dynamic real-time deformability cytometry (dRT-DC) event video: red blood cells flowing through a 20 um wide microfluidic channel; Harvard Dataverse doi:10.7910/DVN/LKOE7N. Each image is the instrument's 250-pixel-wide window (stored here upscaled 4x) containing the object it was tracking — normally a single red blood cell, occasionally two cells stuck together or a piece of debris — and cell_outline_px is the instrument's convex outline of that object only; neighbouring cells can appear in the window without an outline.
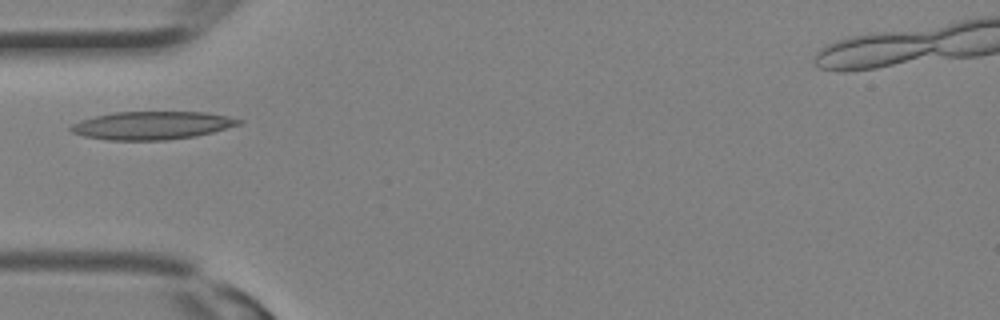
{"species": "Egyptian fruit bat (a non-hibernating species)", "species_latin": "Rousettus aegyptiacus", "temperature_condition": "room temperature", "stored_images_in_passage": 12, "camera_frame_rate_fps": 3000, "um_per_image_px": 0.085, "animal": {"sex": "female"}, "frame": {"image": 1, "passage_image": 7, "time_ms": 2.0, "image_size_px": [1000, 320], "cell_outline_px": [[244, 120], [240, 124], [212, 132], [196, 136], [168, 140], [108, 140], [84, 136], [72, 132], [68, 128], [72, 124], [80, 120], [112, 112], [208, 112], [228, 116]], "centroid_in_image_um": [12.92, 10.66], "position_along_channel_um": 72.1, "area_um2": 27.51}}
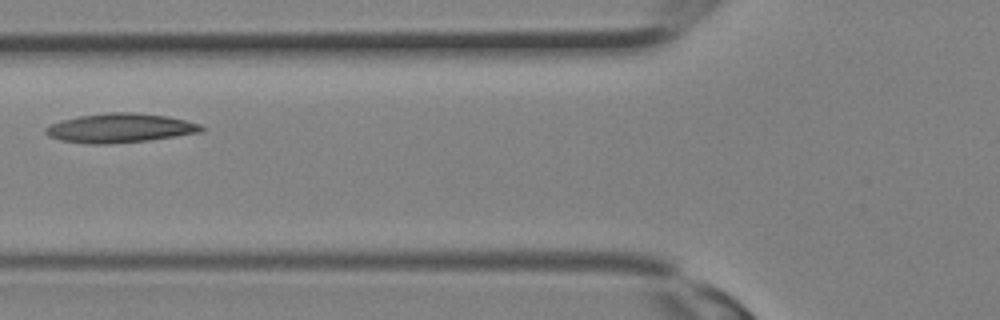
{"frame": {"image": 2, "passage_image": 9, "time_ms": 2.667, "image_size_px": [1000, 320], "cell_outline_px": [[208, 128], [204, 132], [148, 140], [108, 144], [88, 144], [60, 140], [48, 136], [44, 132], [44, 128], [60, 120], [80, 116], [108, 112], [132, 112], [168, 116], [200, 124]], "centroid_in_image_um": [10.22, 10.88], "position_along_channel_um": 115.6, "area_um2": 26.65}}
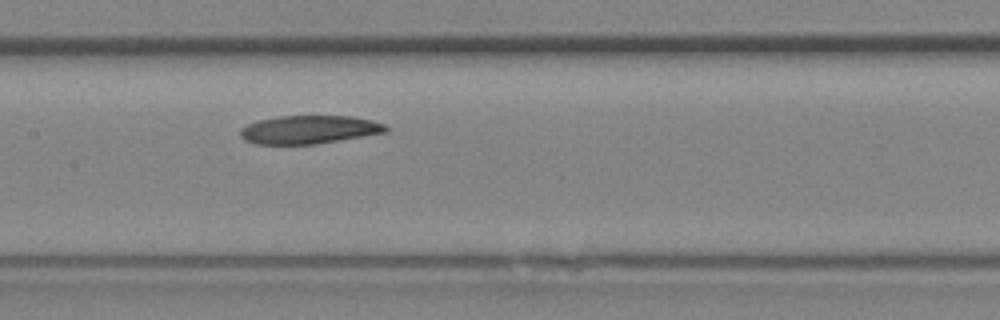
{"frame": {"image": 3, "passage_image": 12, "time_ms": 3.667, "image_size_px": [1000, 320], "cell_outline_px": [[388, 132], [316, 144], [256, 144], [244, 140], [240, 136], [240, 128], [256, 120], [280, 116], [352, 116], [372, 120], [384, 124], [388, 128]], "centroid_in_image_um": [26.26, 11.01], "position_along_channel_um": 181.1, "area_um2": 24.1}}